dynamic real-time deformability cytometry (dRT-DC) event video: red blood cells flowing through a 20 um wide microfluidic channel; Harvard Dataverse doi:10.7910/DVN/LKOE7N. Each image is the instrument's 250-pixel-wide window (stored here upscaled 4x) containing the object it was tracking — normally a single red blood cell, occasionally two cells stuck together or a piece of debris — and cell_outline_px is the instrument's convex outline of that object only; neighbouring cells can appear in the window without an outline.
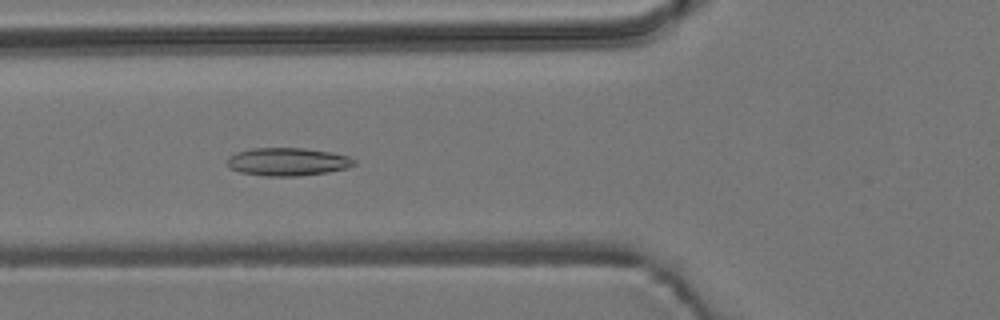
{"species": "common noctule bat (a hibernating species)", "species_latin": "Nyctalus noctula", "temperature_condition": "room temperature", "stored_images_in_passage": 44, "camera_frame_rate_fps": 3000, "um_per_image_px": 0.085, "animal": {"sex": "male", "body_mass_g": 19.2, "forearm_length_mm": 51.8}, "frame": {"image": 1, "passage_image": 20, "time_ms": 6.333, "image_size_px": [1000, 320], "cell_outline_px": [[356, 164], [348, 168], [328, 172], [296, 176], [264, 176], [240, 172], [232, 168], [228, 164], [228, 156], [236, 152], [252, 148], [304, 148], [332, 152], [348, 156], [356, 160]], "centroid_in_image_um": [24.48, 13.74], "position_along_channel_um": 101.3, "area_um2": 20.75}}
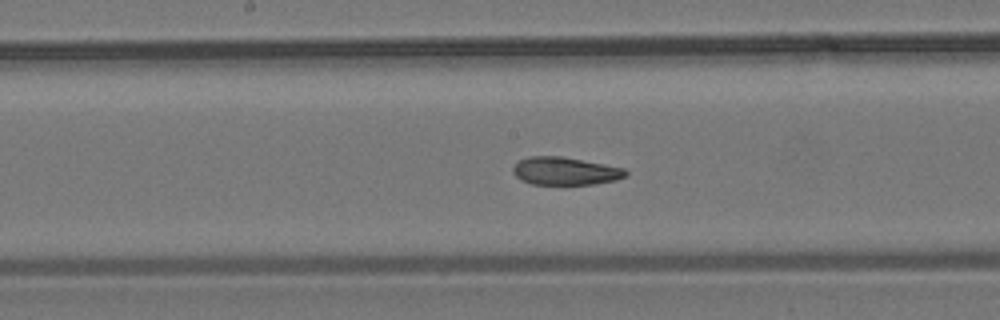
{"frame": {"image": 2, "passage_image": 28, "time_ms": 9.0, "image_size_px": [1000, 320], "cell_outline_px": [[628, 176], [616, 180], [592, 184], [532, 184], [520, 180], [512, 172], [512, 168], [520, 160], [528, 156], [560, 156], [604, 164], [624, 168], [628, 172]], "centroid_in_image_um": [48.04, 14.54], "position_along_channel_um": 200.2, "area_um2": 18.26}}
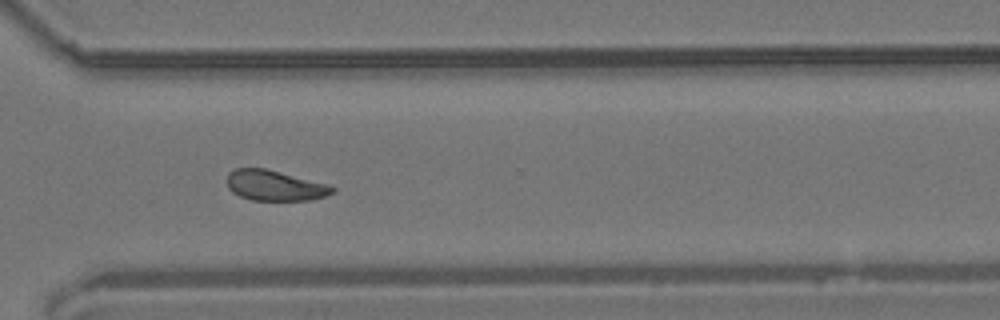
{"frame": {"image": 3, "passage_image": 40, "time_ms": 13.0, "image_size_px": [1000, 320], "cell_outline_px": [[336, 188], [332, 192], [324, 196], [312, 200], [252, 200], [240, 196], [232, 192], [228, 188], [228, 172], [236, 168], [264, 168], [332, 184]], "centroid_in_image_um": [23.39, 15.76], "position_along_channel_um": 347.2, "area_um2": 18.79}, "authors_computed_cell_mechanics": {"area_um2": 19.941, "velocity_mm_per_s": 3.6924, "shape_relaxation_time_tau1_ms": null, "shape_relaxation_time_tau2_ms": 2.365, "deformation_change_tau1": null, "deformation_change_tau2": 0.0651}}